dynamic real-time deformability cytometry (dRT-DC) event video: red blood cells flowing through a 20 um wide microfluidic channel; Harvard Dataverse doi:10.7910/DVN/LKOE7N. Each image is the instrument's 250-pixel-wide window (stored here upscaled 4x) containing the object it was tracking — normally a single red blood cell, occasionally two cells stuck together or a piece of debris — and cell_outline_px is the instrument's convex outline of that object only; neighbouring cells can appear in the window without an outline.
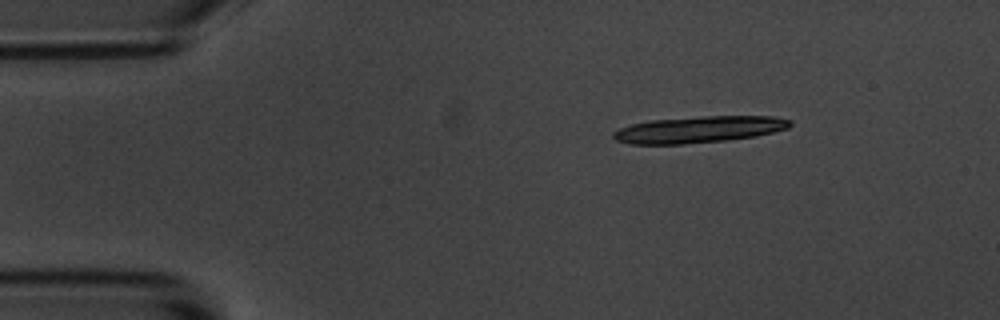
{"species": "common noctule bat (a hibernating species)", "species_latin": "Nyctalus noctula", "temperature_condition": "room temperature", "stored_images_in_passage": 10, "camera_frame_rate_fps": 3000, "um_per_image_px": 0.085, "animal": {"sex": "male", "body_mass_g": 20.1, "forearm_length_mm": 53.5}, "frame": {"image": 1, "passage_image": 1, "time_ms": 0.0, "image_size_px": [1000, 320], "cell_outline_px": [[792, 124], [788, 128], [756, 136], [728, 140], [684, 144], [628, 144], [616, 140], [612, 136], [612, 132], [620, 128], [632, 124], [652, 120], [700, 116], [772, 116], [792, 120]], "centroid_in_image_um": [59.41, 11.01], "position_along_channel_um": 25.6, "area_um2": 27.4}}